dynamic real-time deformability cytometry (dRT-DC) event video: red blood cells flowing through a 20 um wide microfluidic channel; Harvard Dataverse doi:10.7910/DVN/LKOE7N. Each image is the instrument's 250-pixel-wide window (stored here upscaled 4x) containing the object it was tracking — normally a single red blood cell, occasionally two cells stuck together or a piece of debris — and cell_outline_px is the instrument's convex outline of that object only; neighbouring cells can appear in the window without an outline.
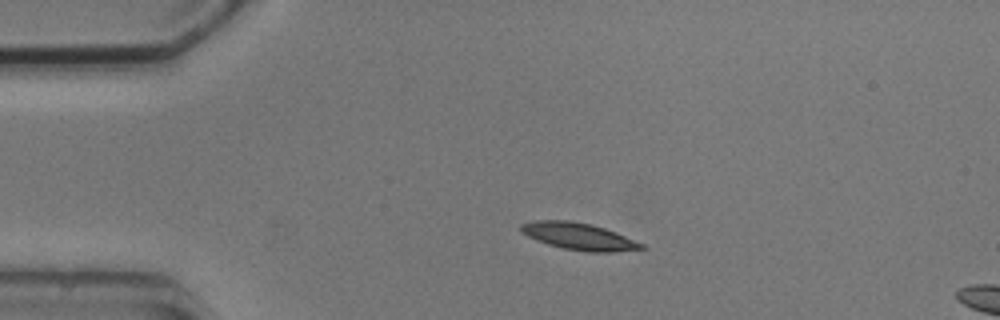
{"species": "common noctule bat (a hibernating species)", "species_latin": "Nyctalus noctula", "temperature_condition": "cold", "stored_images_in_passage": 4, "segment_of_instrument_passage": [1, 2], "camera_frame_rate_fps": 3000, "um_per_image_px": 0.085, "animal": {"sex": "male", "body_mass_g": 20.5, "forearm_length_mm": 52.5}, "frame": {"image": 1, "passage_image": 2, "time_ms": 2.0, "image_size_px": [1000, 320], "cell_outline_px": [[648, 248], [612, 252], [588, 252], [564, 248], [548, 244], [536, 240], [528, 236], [520, 228], [520, 224], [536, 220], [568, 220], [592, 224], [616, 232], [644, 244]], "centroid_in_image_um": [49.23, 20.09], "position_along_channel_um": 35.8, "area_um2": 18.84}}